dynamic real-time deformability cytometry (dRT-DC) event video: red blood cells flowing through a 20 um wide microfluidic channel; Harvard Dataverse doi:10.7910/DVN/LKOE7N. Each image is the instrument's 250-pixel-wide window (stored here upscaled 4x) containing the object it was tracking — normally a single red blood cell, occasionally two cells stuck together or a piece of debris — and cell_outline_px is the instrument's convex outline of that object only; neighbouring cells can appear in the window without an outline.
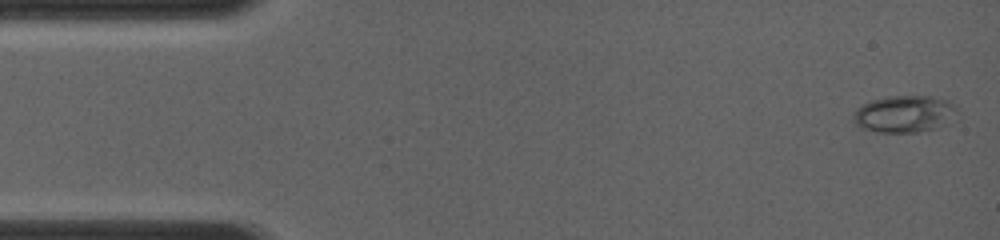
{"species": "common noctule bat (a hibernating species)", "species_latin": "Nyctalus noctula", "temperature_condition": "room temperature", "stored_images_in_passage": 36, "camera_frame_rate_fps": 4000, "um_per_image_px": 0.085, "animal": {"sex": "female", "body_mass_g": 19.0, "forearm_length_mm": 56.7}, "frame": {"image": 1, "passage_image": 1, "time_ms": 0.0, "image_size_px": [1000, 240], "cell_outline_px": [[960, 120], [936, 128], [916, 132], [880, 132], [864, 128], [856, 124], [852, 120], [852, 112], [856, 108], [872, 100], [888, 96], [932, 96], [944, 100], [952, 104], [956, 108]], "centroid_in_image_um": [76.93, 9.69], "position_along_channel_um": 8.1, "area_um2": 22.66}}
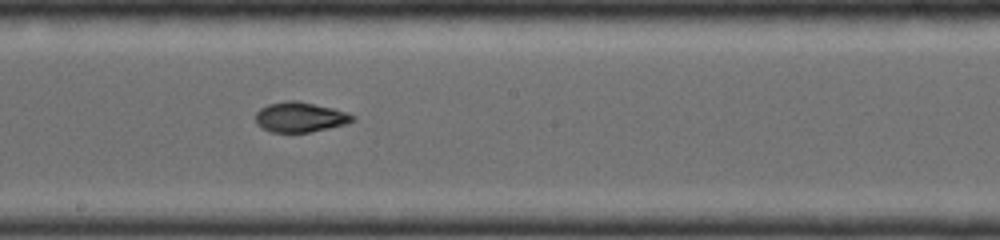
{"frame": {"image": 2, "passage_image": 17, "time_ms": 7.25, "image_size_px": [1000, 240], "cell_outline_px": [[356, 120], [344, 124], [328, 128], [308, 132], [272, 132], [256, 124], [256, 112], [260, 108], [268, 104], [284, 100], [296, 100], [332, 108], [348, 112], [356, 116]], "centroid_in_image_um": [25.51, 9.94], "position_along_channel_um": 222.7, "area_um2": 16.94}}
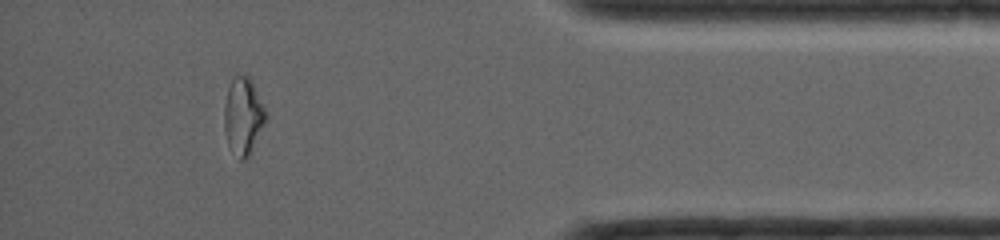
{"frame": {"image": 3, "passage_image": 31, "time_ms": 12.0, "image_size_px": [1000, 240], "cell_outline_px": [[264, 124], [248, 156], [244, 160], [240, 160], [228, 144], [224, 128], [224, 104], [228, 88], [232, 76], [236, 72], [248, 76], [252, 80], [264, 108]], "centroid_in_image_um": [20.63, 9.79], "position_along_channel_um": 414.6, "area_um2": 18.38}}